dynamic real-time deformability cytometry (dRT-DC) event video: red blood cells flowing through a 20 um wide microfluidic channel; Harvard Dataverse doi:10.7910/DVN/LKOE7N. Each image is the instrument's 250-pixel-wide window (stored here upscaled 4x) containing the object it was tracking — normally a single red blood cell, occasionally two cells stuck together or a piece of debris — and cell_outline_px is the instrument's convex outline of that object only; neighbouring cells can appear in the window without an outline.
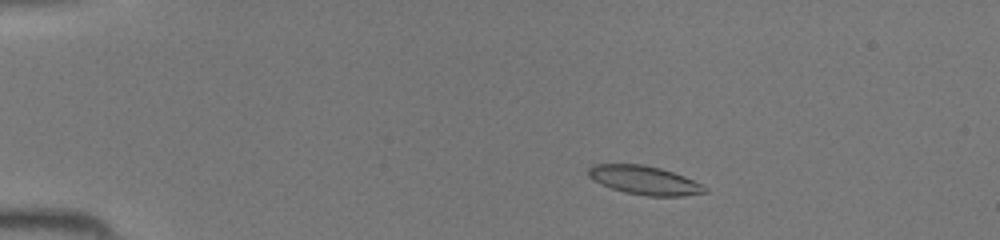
{"species": "common noctule bat (a hibernating species)", "species_latin": "Nyctalus noctula", "temperature_condition": "room temperature", "stored_images_in_passage": 43, "camera_frame_rate_fps": 3000, "um_per_image_px": 0.085, "animal": {"sex": "female", "body_mass_g": 19.5, "forearm_length_mm": 54.1}, "frame": {"image": 1, "passage_image": 6, "time_ms": 1.667, "image_size_px": [1000, 240], "cell_outline_px": [[708, 192], [684, 196], [648, 196], [624, 192], [600, 184], [588, 176], [588, 168], [592, 164], [644, 164], [660, 168], [684, 176], [708, 188]], "centroid_in_image_um": [54.76, 15.32], "position_along_channel_um": 30.2, "area_um2": 19.48}}
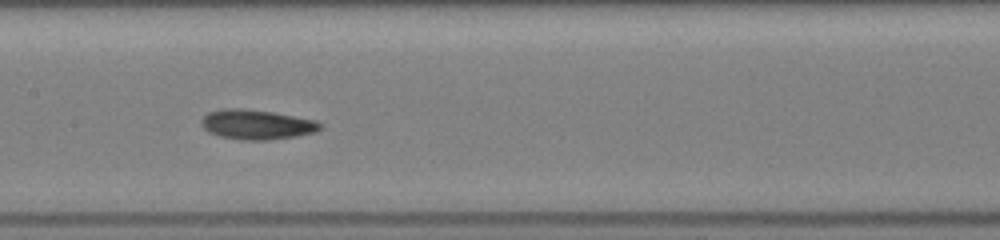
{"frame": {"image": 2, "passage_image": 21, "time_ms": 6.667, "image_size_px": [1000, 240], "cell_outline_px": [[324, 128], [316, 132], [296, 136], [268, 140], [240, 140], [220, 136], [208, 132], [200, 124], [200, 120], [208, 112], [220, 108], [240, 108], [272, 112], [316, 120], [324, 124]], "centroid_in_image_um": [21.83, 10.58], "position_along_channel_um": 185.6, "area_um2": 20.87}}
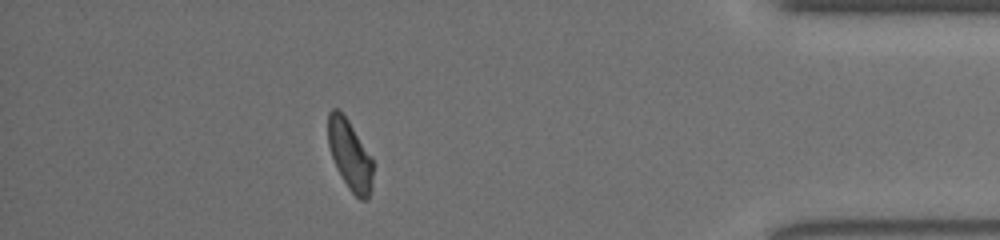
{"frame": {"image": 3, "passage_image": 38, "time_ms": 12.333, "image_size_px": [1000, 240], "cell_outline_px": [[372, 188], [368, 200], [360, 200], [348, 188], [336, 168], [328, 144], [328, 112], [332, 108], [336, 108], [348, 120], [372, 156]], "centroid_in_image_um": [29.74, 13.19], "position_along_channel_um": 405.5, "area_um2": 18.32}}